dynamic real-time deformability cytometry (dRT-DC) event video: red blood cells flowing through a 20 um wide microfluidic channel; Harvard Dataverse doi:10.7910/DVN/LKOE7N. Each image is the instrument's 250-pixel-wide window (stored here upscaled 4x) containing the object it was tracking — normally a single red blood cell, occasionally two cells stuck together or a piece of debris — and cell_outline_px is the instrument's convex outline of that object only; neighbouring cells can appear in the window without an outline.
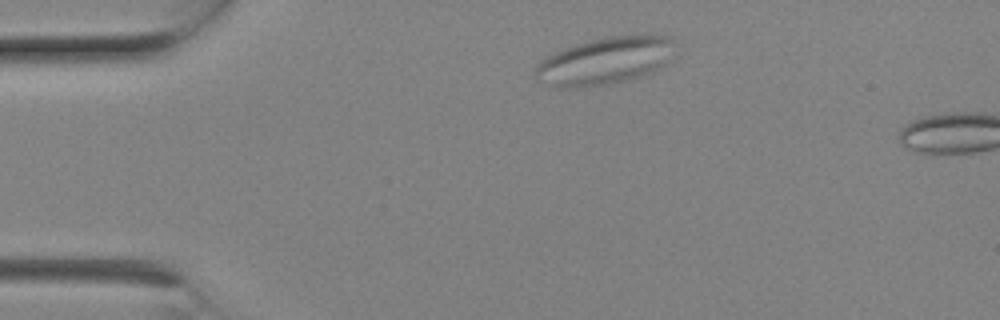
{"species": "Egyptian fruit bat (a non-hibernating species)", "species_latin": "Rousettus aegyptiacus", "temperature_condition": "room temperature", "stored_images_in_passage": 2, "camera_frame_rate_fps": 3000, "um_per_image_px": 0.085, "animal": {"sex": "female"}, "frame": {"image": 1, "passage_image": 1, "time_ms": 0.0, "image_size_px": [1000, 320], "cell_outline_px": [[680, 48], [668, 64], [652, 72], [628, 80], [608, 84], [584, 88], [552, 88], [536, 80], [536, 68], [540, 60], [556, 52], [576, 44], [588, 40], [608, 36], [640, 32], [648, 32], [668, 36], [676, 40], [680, 44]], "centroid_in_image_um": [51.57, 5.13], "position_along_channel_um": 33.4, "area_um2": 40.29}}